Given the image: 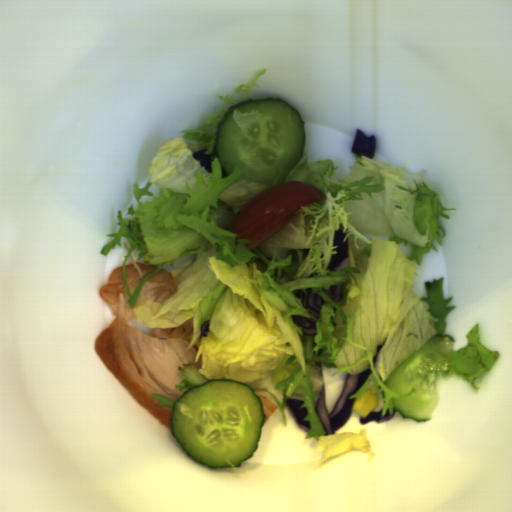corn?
<instances>
[{
  "instance_id": "corn-1",
  "label": "corn",
  "mask_w": 512,
  "mask_h": 512,
  "mask_svg": "<svg viewBox=\"0 0 512 512\" xmlns=\"http://www.w3.org/2000/svg\"><path fill=\"white\" fill-rule=\"evenodd\" d=\"M373 389L368 388L362 395L361 399H356L351 405L352 411H354L361 418H366L374 411L379 405V397L372 395Z\"/></svg>"
}]
</instances>
